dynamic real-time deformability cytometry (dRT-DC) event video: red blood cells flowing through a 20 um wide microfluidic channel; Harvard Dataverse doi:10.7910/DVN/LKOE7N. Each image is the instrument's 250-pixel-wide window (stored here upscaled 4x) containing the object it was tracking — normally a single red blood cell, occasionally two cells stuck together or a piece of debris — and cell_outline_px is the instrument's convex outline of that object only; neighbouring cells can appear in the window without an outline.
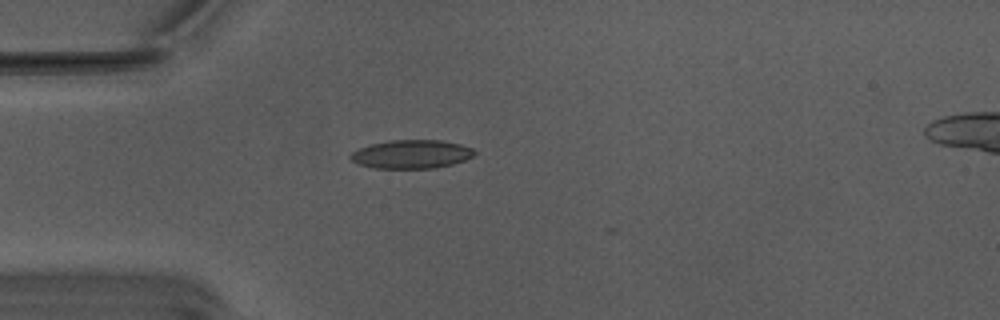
{"species": "Egyptian fruit bat (a non-hibernating species)", "species_latin": "Rousettus aegyptiacus", "temperature_condition": "warm", "stored_images_in_passage": 2, "camera_frame_rate_fps": 3000, "um_per_image_px": 0.085, "animal": {"sex": "male"}, "frame": {"image": 1, "passage_image": 1, "time_ms": 0.0, "image_size_px": [1000, 320], "cell_outline_px": [[476, 152], [472, 156], [464, 160], [452, 164], [436, 168], [376, 168], [360, 164], [352, 160], [348, 156], [352, 152], [360, 148], [372, 144], [392, 140], [440, 140], [460, 144], [472, 148]], "centroid_in_image_um": [34.99, 13.1], "position_along_channel_um": 50.0, "area_um2": 20.4}}